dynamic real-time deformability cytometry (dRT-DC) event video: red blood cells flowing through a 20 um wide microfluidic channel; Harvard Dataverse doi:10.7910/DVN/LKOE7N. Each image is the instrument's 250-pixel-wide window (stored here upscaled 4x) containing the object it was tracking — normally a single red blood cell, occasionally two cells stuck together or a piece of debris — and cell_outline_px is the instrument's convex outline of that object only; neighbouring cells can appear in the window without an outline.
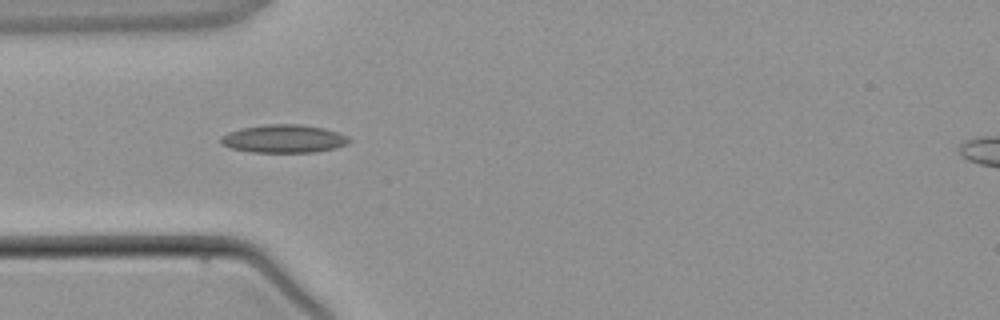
{"species": "common noctule bat (a hibernating species)", "species_latin": "Nyctalus noctula", "temperature_condition": "warm", "stored_images_in_passage": 4, "camera_frame_rate_fps": 3000, "um_per_image_px": 0.085, "animal": {"sex": "male", "body_mass_g": 21.5, "forearm_length_mm": 52.0}, "frame": {"image": 1, "passage_image": 3, "time_ms": 2.667, "image_size_px": [1000, 320], "cell_outline_px": [[352, 140], [336, 148], [316, 152], [252, 152], [232, 148], [220, 144], [220, 136], [228, 132], [240, 128], [264, 124], [300, 124], [324, 128], [348, 136]], "centroid_in_image_um": [24.09, 11.79], "position_along_channel_um": 60.9, "area_um2": 21.1}}
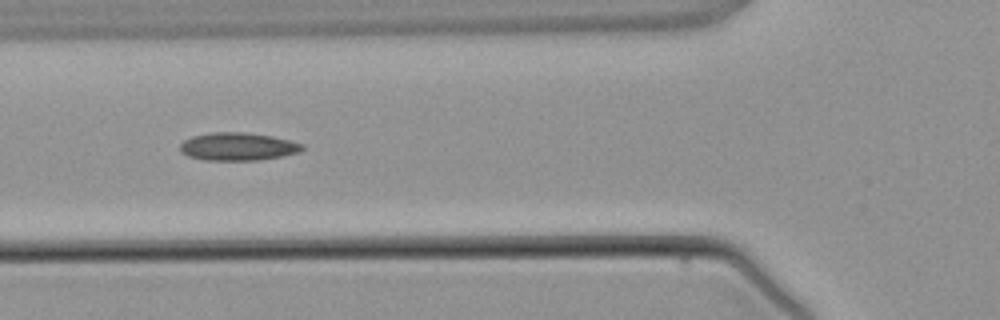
{"frame": {"image": 2, "passage_image": 4, "time_ms": 3.667, "image_size_px": [1000, 320], "cell_outline_px": [[304, 148], [300, 152], [260, 160], [204, 160], [188, 156], [180, 152], [180, 144], [184, 140], [192, 136], [212, 132], [244, 132], [272, 136], [304, 144]], "centroid_in_image_um": [20.2, 12.46], "position_along_channel_um": 105.6, "area_um2": 19.88}}